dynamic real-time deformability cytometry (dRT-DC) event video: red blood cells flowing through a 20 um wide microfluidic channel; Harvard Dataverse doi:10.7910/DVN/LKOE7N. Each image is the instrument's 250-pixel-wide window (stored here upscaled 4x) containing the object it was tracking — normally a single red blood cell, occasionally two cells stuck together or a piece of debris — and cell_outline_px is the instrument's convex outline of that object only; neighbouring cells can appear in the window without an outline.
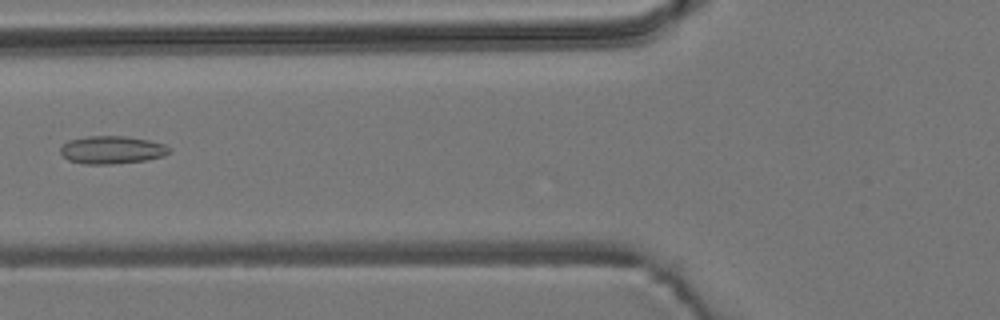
{"species": "common noctule bat (a hibernating species)", "species_latin": "Nyctalus noctula", "temperature_condition": "room temperature", "stored_images_in_passage": 7, "camera_frame_rate_fps": 3000, "um_per_image_px": 0.085, "animal": {"sex": "male", "body_mass_g": 19.2, "forearm_length_mm": 51.8}, "frame": {"image": 1, "passage_image": 6, "time_ms": 6.0, "image_size_px": [1000, 320], "cell_outline_px": [[172, 148], [164, 156], [144, 160], [112, 164], [84, 164], [68, 160], [60, 152], [60, 148], [68, 140], [88, 136], [128, 136], [148, 140], [164, 144]], "centroid_in_image_um": [9.5, 12.73], "position_along_channel_um": 116.3, "area_um2": 17.63}}
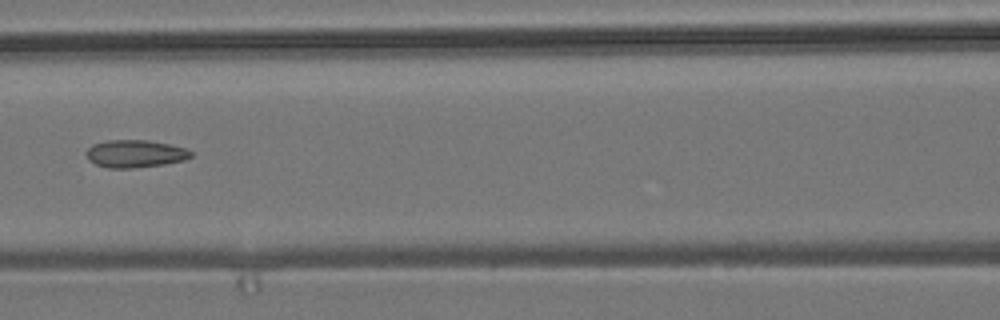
{"frame": {"image": 2, "passage_image": 7, "time_ms": 7.0, "image_size_px": [1000, 320], "cell_outline_px": [[192, 156], [184, 160], [164, 164], [132, 168], [108, 168], [96, 164], [88, 160], [84, 152], [92, 144], [108, 140], [148, 140], [168, 144], [184, 148], [192, 152]], "centroid_in_image_um": [11.44, 13.06], "position_along_channel_um": 155.2, "area_um2": 16.82}}